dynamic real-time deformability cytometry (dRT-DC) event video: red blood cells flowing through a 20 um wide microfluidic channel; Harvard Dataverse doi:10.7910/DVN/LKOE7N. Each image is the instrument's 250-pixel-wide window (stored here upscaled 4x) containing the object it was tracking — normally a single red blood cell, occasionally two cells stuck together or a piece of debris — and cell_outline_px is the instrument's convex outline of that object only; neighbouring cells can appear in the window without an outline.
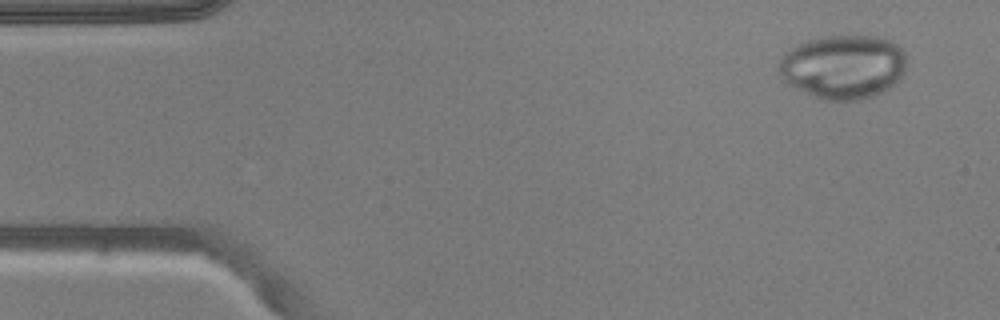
{"species": "common noctule bat (a hibernating species)", "species_latin": "Nyctalus noctula", "temperature_condition": "warm", "stored_images_in_passage": 16, "camera_frame_rate_fps": 3000, "um_per_image_px": 0.085, "animal": {"sex": "male", "body_mass_g": 20.5, "forearm_length_mm": 52.5}, "frame": {"image": 1, "passage_image": 3, "time_ms": 0.667, "image_size_px": [1000, 320], "cell_outline_px": [[904, 72], [900, 80], [884, 92], [860, 100], [824, 100], [796, 88], [788, 84], [776, 72], [780, 60], [792, 48], [804, 40], [820, 36], [876, 36], [892, 40], [904, 52]], "centroid_in_image_um": [71.67, 5.67], "position_along_channel_um": 13.3, "area_um2": 47.8}}